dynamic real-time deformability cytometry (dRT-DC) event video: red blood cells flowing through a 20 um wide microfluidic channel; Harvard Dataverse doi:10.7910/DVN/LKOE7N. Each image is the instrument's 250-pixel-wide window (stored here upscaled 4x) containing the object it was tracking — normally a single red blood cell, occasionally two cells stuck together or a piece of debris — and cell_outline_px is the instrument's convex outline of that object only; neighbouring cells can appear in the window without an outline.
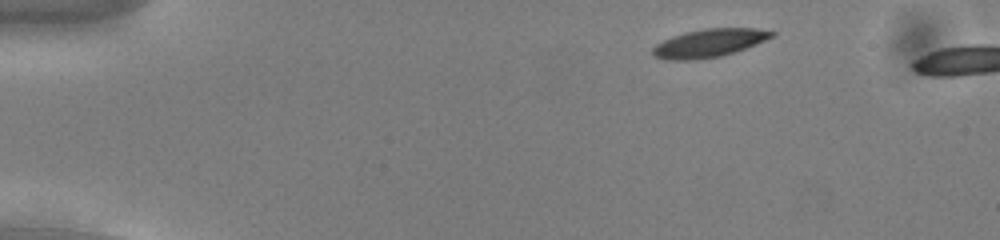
{"species": "common noctule bat (a hibernating species)", "species_latin": "Nyctalus noctula", "temperature_condition": "cold", "stored_images_in_passage": 48, "camera_frame_rate_fps": 3000, "um_per_image_px": 0.085, "animal": {"sex": "male", "body_mass_g": 13.0, "forearm_length_mm": 53.1}, "frame": {"image": 1, "passage_image": 4, "time_ms": 1.0, "image_size_px": [1000, 240], "cell_outline_px": [[776, 36], [756, 44], [720, 56], [696, 60], [664, 60], [652, 56], [652, 48], [656, 44], [672, 36], [684, 32], [704, 28], [756, 28], [776, 32]], "centroid_in_image_um": [60.25, 3.66], "position_along_channel_um": 24.7, "area_um2": 19.65}}
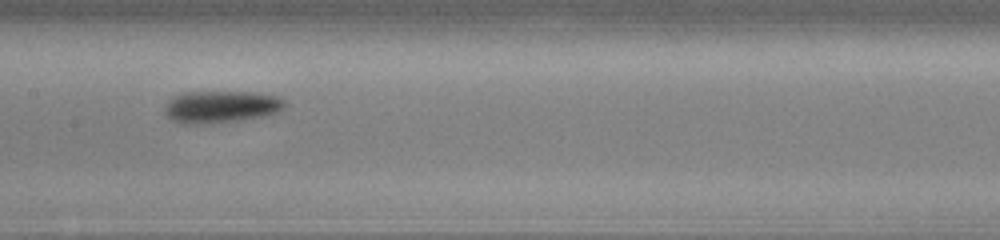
{"frame": {"image": 2, "passage_image": 24, "time_ms": 7.667, "image_size_px": [1000, 240], "cell_outline_px": [[288, 104], [280, 112], [264, 116], [208, 124], [180, 124], [172, 120], [164, 112], [164, 104], [168, 100], [180, 92], [256, 92], [280, 96]], "centroid_in_image_um": [18.79, 9.07], "position_along_channel_um": 188.6, "area_um2": 22.95}}
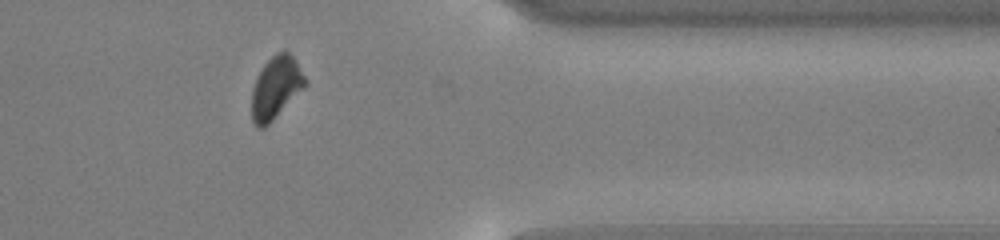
{"frame": {"image": 3, "passage_image": 41, "time_ms": 13.333, "image_size_px": [1000, 240], "cell_outline_px": [[308, 84], [264, 128], [256, 128], [252, 120], [252, 88], [264, 64], [276, 52], [284, 48], [296, 60], [308, 80]], "centroid_in_image_um": [23.47, 7.42], "position_along_channel_um": 387.9, "area_um2": 19.42}}